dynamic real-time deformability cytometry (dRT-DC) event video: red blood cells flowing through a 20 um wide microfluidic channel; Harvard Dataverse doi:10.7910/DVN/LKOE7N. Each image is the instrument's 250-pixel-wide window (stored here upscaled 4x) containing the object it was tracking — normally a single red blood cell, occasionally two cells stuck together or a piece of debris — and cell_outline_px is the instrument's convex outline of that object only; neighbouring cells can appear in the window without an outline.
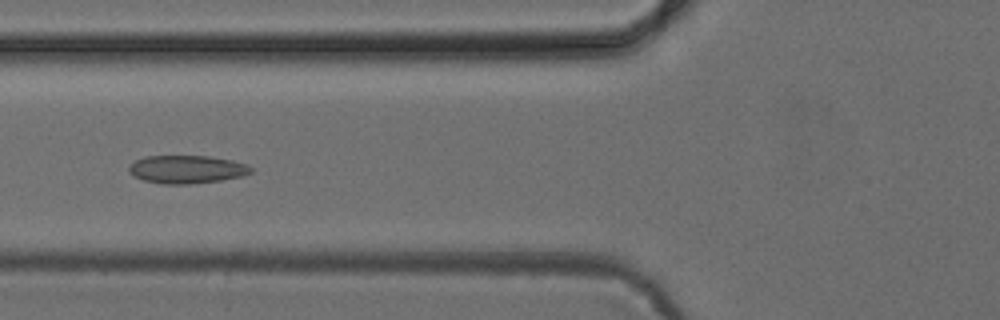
{"species": "common noctule bat (a hibernating species)", "species_latin": "Nyctalus noctula", "temperature_condition": "cold", "stored_images_in_passage": 4, "camera_frame_rate_fps": 3000, "um_per_image_px": 0.085, "animal": {"sex": "female", "body_mass_g": 24.6, "forearm_length_mm": 56.2}, "frame": {"image": 1, "passage_image": 4, "time_ms": 3.333, "image_size_px": [1000, 320], "cell_outline_px": [[252, 172], [244, 176], [220, 180], [188, 184], [164, 184], [144, 180], [132, 176], [128, 172], [128, 168], [136, 160], [144, 156], [208, 156], [232, 160], [248, 164], [252, 168]], "centroid_in_image_um": [15.88, 14.39], "position_along_channel_um": 109.9, "area_um2": 20.0}}